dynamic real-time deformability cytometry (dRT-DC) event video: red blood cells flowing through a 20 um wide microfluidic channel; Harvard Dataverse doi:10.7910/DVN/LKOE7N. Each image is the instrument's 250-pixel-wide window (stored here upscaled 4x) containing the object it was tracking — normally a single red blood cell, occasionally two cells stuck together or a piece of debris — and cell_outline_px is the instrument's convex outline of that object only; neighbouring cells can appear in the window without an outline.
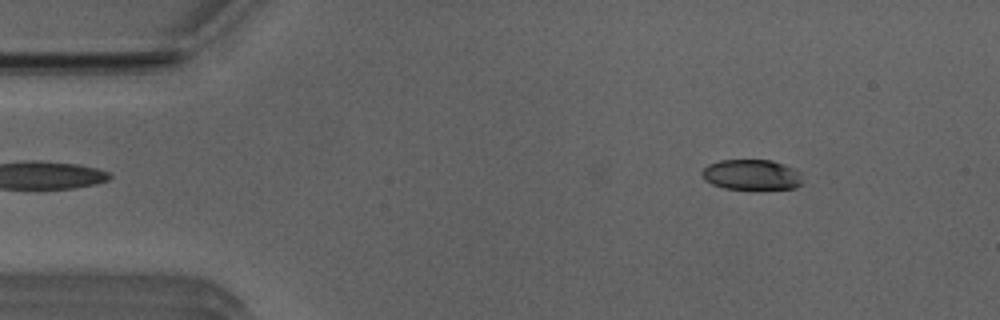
{"species": "Egyptian fruit bat (a non-hibernating species)", "species_latin": "Rousettus aegyptiacus", "temperature_condition": "room temperature", "stored_images_in_passage": 51, "camera_frame_rate_fps": 3000, "um_per_image_px": 0.085, "animal": {"sex": "male"}, "frame": {"image": 1, "passage_image": 6, "time_ms": 1.667, "image_size_px": [1000, 320], "cell_outline_px": [[804, 184], [796, 188], [760, 192], [756, 192], [724, 188], [712, 184], [704, 180], [700, 172], [708, 164], [720, 160], [772, 160], [784, 164], [804, 172]], "centroid_in_image_um": [63.99, 14.91], "position_along_channel_um": 21.0, "area_um2": 19.19}}
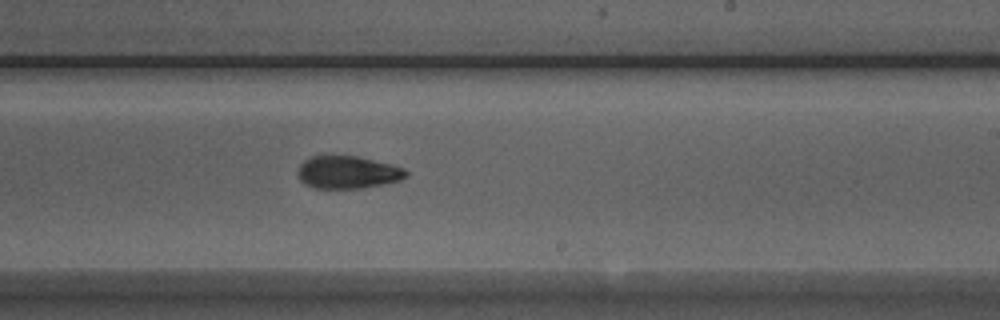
{"frame": {"image": 2, "passage_image": 30, "time_ms": 9.667, "image_size_px": [1000, 320], "cell_outline_px": [[408, 176], [400, 180], [384, 184], [360, 188], [316, 188], [304, 184], [300, 180], [300, 164], [304, 160], [312, 156], [356, 156], [392, 164], [404, 168], [408, 172]], "centroid_in_image_um": [29.6, 14.64], "position_along_channel_um": 259.4, "area_um2": 20.4}}
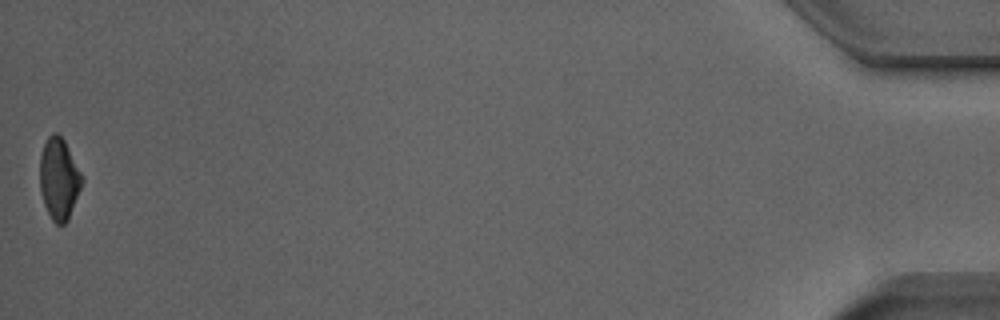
{"frame": {"image": 3, "passage_image": 51, "time_ms": 16.667, "image_size_px": [1000, 320], "cell_outline_px": [[84, 180], [68, 220], [64, 224], [56, 224], [52, 220], [44, 204], [40, 188], [40, 156], [44, 144], [48, 136], [56, 132], [64, 140], [84, 176]], "centroid_in_image_um": [5.03, 15.2], "position_along_channel_um": 430.2, "area_um2": 20.0}, "authors_computed_cell_mechanics": {"area_um2": 20.519, "velocity_mm_per_s": 3.9393, "shape_relaxation_time_tau1_ms": 5.6374, "shape_relaxation_time_tau2_ms": 3.2333, "deformation_change_tau1": 0.158, "deformation_change_tau2": 0.0983}}